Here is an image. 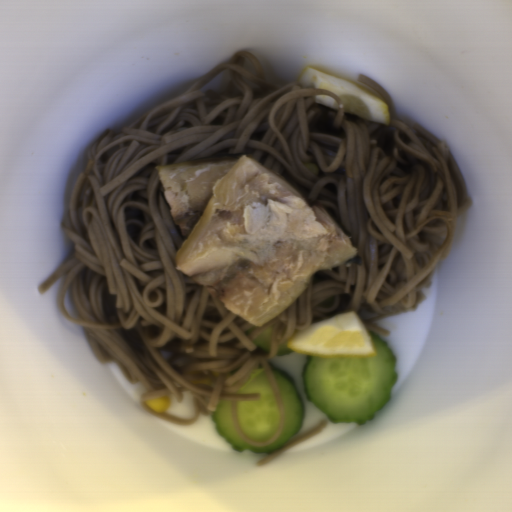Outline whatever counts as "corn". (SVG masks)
Instances as JSON below:
<instances>
[{
	"label": "corn",
	"instance_id": "obj_1",
	"mask_svg": "<svg viewBox=\"0 0 512 512\" xmlns=\"http://www.w3.org/2000/svg\"><path fill=\"white\" fill-rule=\"evenodd\" d=\"M171 401L169 397H157L151 400H148L145 404L154 411L164 412L168 409Z\"/></svg>",
	"mask_w": 512,
	"mask_h": 512
}]
</instances>
